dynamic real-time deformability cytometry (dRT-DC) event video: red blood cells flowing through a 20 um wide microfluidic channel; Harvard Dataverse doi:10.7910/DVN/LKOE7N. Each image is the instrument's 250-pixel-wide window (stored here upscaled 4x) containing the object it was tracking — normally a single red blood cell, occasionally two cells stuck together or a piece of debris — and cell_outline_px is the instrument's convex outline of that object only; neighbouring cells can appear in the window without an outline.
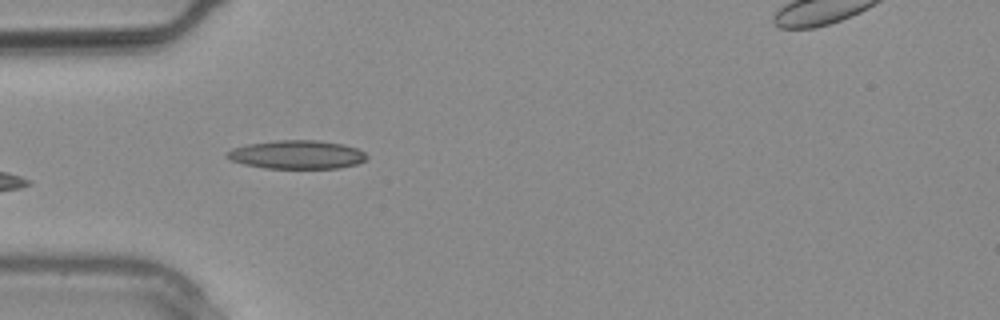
{"species": "common noctule bat (a hibernating species)", "species_latin": "Nyctalus noctula", "temperature_condition": "warm", "stored_images_in_passage": 4, "camera_frame_rate_fps": 3000, "um_per_image_px": 0.085, "animal": {"sex": "male", "body_mass_g": 20.4}, "frame": {"image": 1, "passage_image": 3, "time_ms": 0.667, "image_size_px": [1000, 320], "cell_outline_px": [[368, 160], [356, 164], [340, 168], [264, 168], [244, 164], [232, 160], [224, 156], [224, 152], [232, 148], [248, 144], [276, 140], [316, 140], [344, 144], [356, 148], [364, 152], [368, 156]], "centroid_in_image_um": [25.24, 13.14], "position_along_channel_um": 59.8, "area_um2": 23.41}}